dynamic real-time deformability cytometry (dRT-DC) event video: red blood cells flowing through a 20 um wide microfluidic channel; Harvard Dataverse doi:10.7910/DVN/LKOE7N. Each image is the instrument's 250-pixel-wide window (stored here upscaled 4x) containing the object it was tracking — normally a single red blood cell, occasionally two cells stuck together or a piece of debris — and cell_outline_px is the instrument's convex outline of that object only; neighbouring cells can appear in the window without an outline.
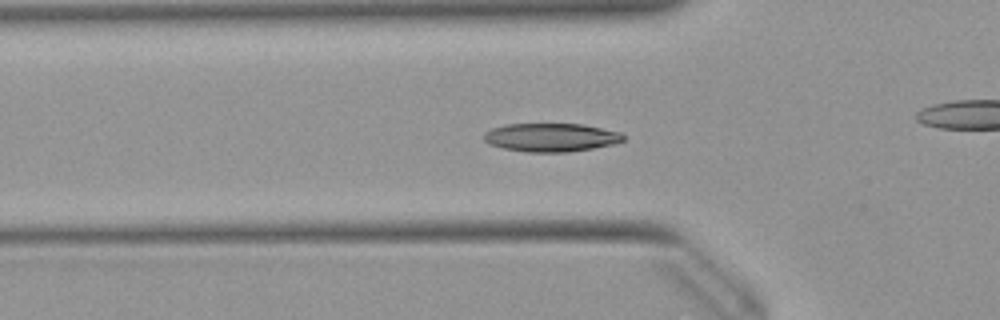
{"species": "Egyptian fruit bat (a non-hibernating species)", "species_latin": "Rousettus aegyptiacus", "temperature_condition": "warm", "stored_images_in_passage": 41, "camera_frame_rate_fps": 3000, "um_per_image_px": 0.085, "animal": {"sex": "female"}, "frame": {"image": 1, "passage_image": 6, "time_ms": 1.667, "image_size_px": [1000, 320], "cell_outline_px": [[624, 140], [616, 144], [568, 152], [524, 152], [504, 148], [488, 144], [484, 140], [484, 132], [492, 128], [504, 124], [584, 124], [620, 132], [624, 136]], "centroid_in_image_um": [46.83, 11.68], "position_along_channel_um": 79.0, "area_um2": 23.24}}
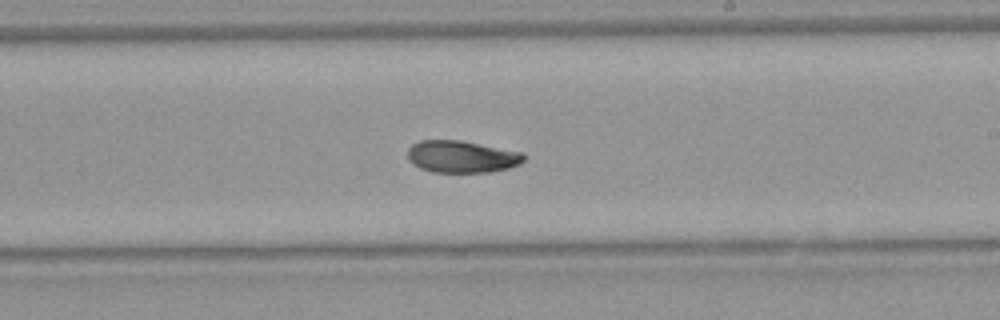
{"frame": {"image": 2, "passage_image": 19, "time_ms": 6.0, "image_size_px": [1000, 320], "cell_outline_px": [[524, 160], [520, 164], [508, 168], [488, 172], [432, 172], [420, 168], [412, 164], [408, 160], [408, 148], [412, 144], [420, 140], [460, 140], [524, 152]], "centroid_in_image_um": [39.23, 13.31], "position_along_channel_um": 249.8, "area_um2": 21.85}}
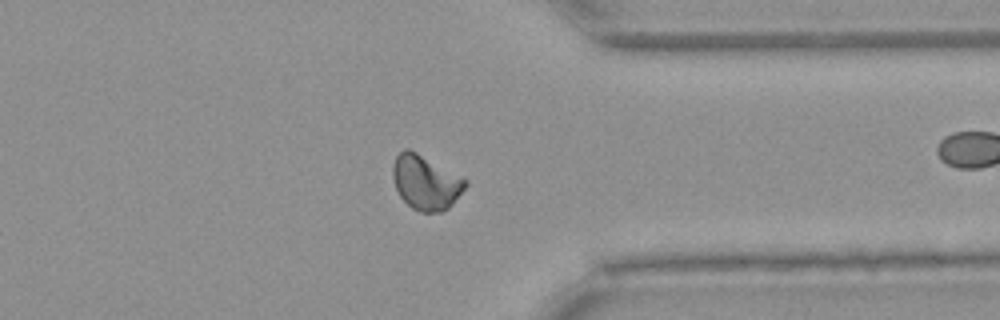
{"frame": {"image": 3, "passage_image": 29, "time_ms": 9.333, "image_size_px": [1000, 320], "cell_outline_px": [[468, 184], [452, 204], [448, 208], [440, 212], [420, 212], [412, 208], [400, 196], [396, 188], [392, 176], [392, 164], [396, 156], [404, 148], [408, 148], [464, 176], [468, 180]], "centroid_in_image_um": [36.2, 15.49], "position_along_channel_um": 375.2, "area_um2": 23.24}, "authors_computed_cell_mechanics": {"area_um2": 22.1952, "velocity_mm_per_s": 3.9403, "shape_relaxation_time_tau1_ms": 5.5029, "shape_relaxation_time_tau2_ms": 7.5599, "deformation_change_tau1": 0.1491, "deformation_change_tau2": 0.0869}}